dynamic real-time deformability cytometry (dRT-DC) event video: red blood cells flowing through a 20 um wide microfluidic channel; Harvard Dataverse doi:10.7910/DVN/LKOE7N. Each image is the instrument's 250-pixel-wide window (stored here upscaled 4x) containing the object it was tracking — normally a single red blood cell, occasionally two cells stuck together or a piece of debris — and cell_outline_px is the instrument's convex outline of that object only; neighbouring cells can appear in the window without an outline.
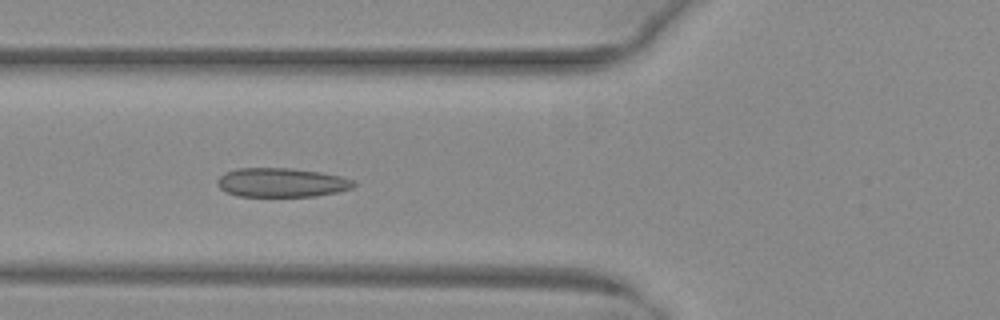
{"species": "common noctule bat (a hibernating species)", "species_latin": "Nyctalus noctula", "temperature_condition": "warm", "stored_images_in_passage": 35, "camera_frame_rate_fps": 3000, "um_per_image_px": 0.085, "animal": {"sex": "female", "body_mass_g": 29.2, "forearm_length_mm": 56.3}, "frame": {"image": 1, "passage_image": 5, "time_ms": 1.333, "image_size_px": [1000, 320], "cell_outline_px": [[356, 184], [352, 188], [336, 192], [316, 196], [236, 196], [220, 188], [216, 184], [216, 180], [224, 172], [236, 168], [292, 168], [320, 172], [340, 176], [356, 180]], "centroid_in_image_um": [23.92, 15.51], "position_along_channel_um": 101.9, "area_um2": 23.24}}
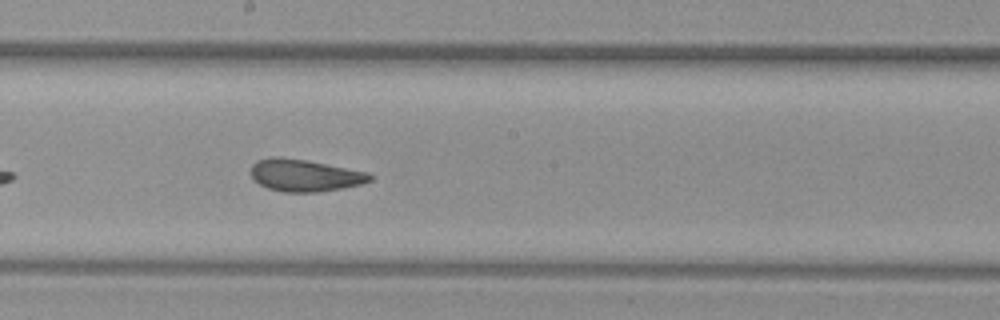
{"frame": {"image": 2, "passage_image": 14, "time_ms": 4.333, "image_size_px": [1000, 320], "cell_outline_px": [[372, 180], [360, 184], [340, 188], [316, 192], [284, 192], [268, 188], [252, 180], [252, 164], [256, 160], [272, 156], [280, 156], [304, 160], [368, 172], [372, 176]], "centroid_in_image_um": [25.85, 14.9], "position_along_channel_um": 222.3, "area_um2": 22.08}}
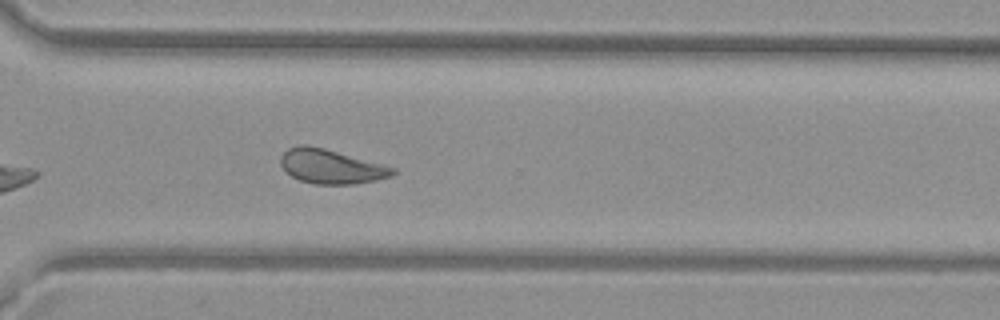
{"frame": {"image": 3, "passage_image": 23, "time_ms": 7.333, "image_size_px": [1000, 320], "cell_outline_px": [[396, 172], [392, 176], [376, 180], [356, 184], [312, 184], [300, 180], [292, 176], [280, 164], [280, 156], [288, 148], [300, 144], [304, 144], [324, 148], [396, 168]], "centroid_in_image_um": [28.13, 14.15], "position_along_channel_um": 342.5, "area_um2": 22.31}, "authors_computed_cell_mechanics": {"area_um2": 22.8888, "velocity_mm_per_s": 4.0115, "shape_relaxation_time_tau1_ms": null, "shape_relaxation_time_tau2_ms": 1.5682, "deformation_change_tau1": null, "deformation_change_tau2": 0.0836}}